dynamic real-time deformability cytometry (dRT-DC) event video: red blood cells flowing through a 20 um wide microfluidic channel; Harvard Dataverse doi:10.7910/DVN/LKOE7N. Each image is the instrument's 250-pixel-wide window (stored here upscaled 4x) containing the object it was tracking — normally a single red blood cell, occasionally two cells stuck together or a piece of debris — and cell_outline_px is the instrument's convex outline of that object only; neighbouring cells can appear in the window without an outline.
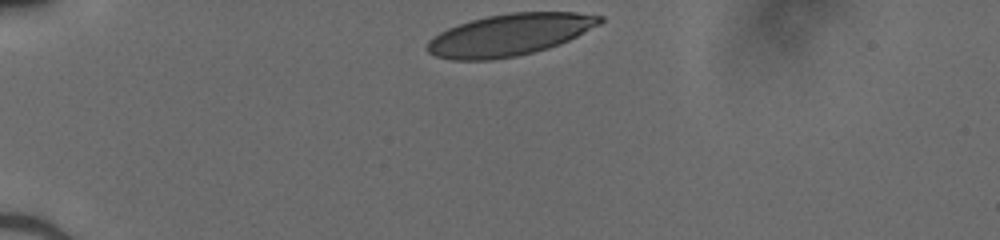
{"species": "human", "species_latin": "Homo sapiens", "temperature_condition": "cold", "stored_images_in_passage": 31, "camera_frame_rate_fps": 3000, "um_per_image_px": 0.085, "donor": {"sex": "male"}, "frame": {"image": 1, "passage_image": 1, "time_ms": 0.0, "image_size_px": [1000, 240], "cell_outline_px": [[604, 20], [600, 24], [560, 44], [548, 48], [516, 56], [492, 60], [452, 60], [436, 56], [428, 52], [424, 48], [428, 40], [440, 32], [448, 28], [472, 20], [488, 16], [512, 12], [576, 12], [604, 16]], "centroid_in_image_um": [43.3, 2.96], "position_along_channel_um": 41.7, "area_um2": 41.96}}
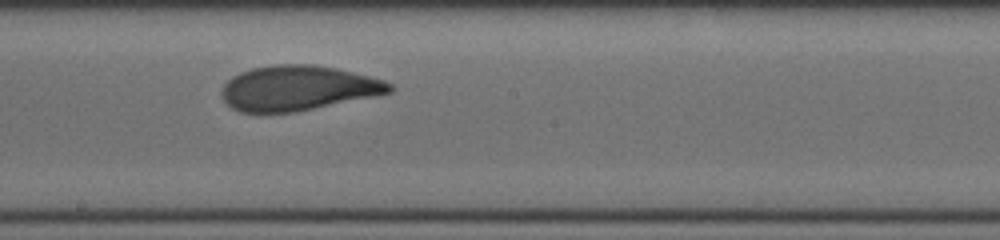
{"frame": {"image": 2, "passage_image": 18, "time_ms": 5.667, "image_size_px": [1000, 240], "cell_outline_px": [[396, 88], [392, 92], [376, 96], [292, 112], [240, 112], [232, 108], [224, 100], [224, 84], [232, 76], [240, 72], [252, 68], [276, 64], [312, 64], [336, 68], [384, 80], [392, 84]], "centroid_in_image_um": [25.36, 7.48], "position_along_channel_um": 222.8, "area_um2": 43.64}}
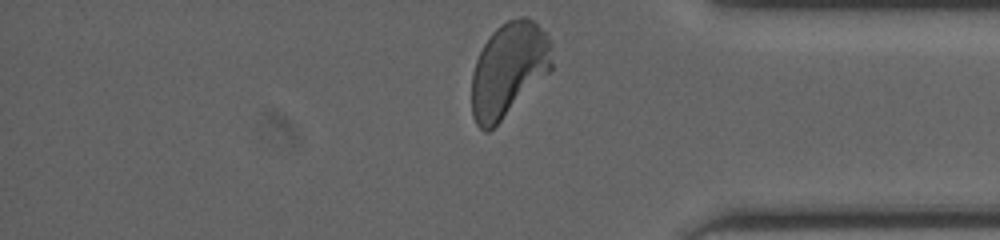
{"frame": {"image": 3, "passage_image": 31, "time_ms": 10.0, "image_size_px": [1000, 240], "cell_outline_px": [[552, 68], [488, 132], [484, 132], [476, 124], [472, 116], [472, 72], [476, 60], [484, 44], [492, 32], [500, 24], [508, 20], [520, 16], [524, 16], [532, 20], [548, 36], [552, 44]], "centroid_in_image_um": [43.21, 5.88], "position_along_channel_um": 392.0, "area_um2": 43.47}}